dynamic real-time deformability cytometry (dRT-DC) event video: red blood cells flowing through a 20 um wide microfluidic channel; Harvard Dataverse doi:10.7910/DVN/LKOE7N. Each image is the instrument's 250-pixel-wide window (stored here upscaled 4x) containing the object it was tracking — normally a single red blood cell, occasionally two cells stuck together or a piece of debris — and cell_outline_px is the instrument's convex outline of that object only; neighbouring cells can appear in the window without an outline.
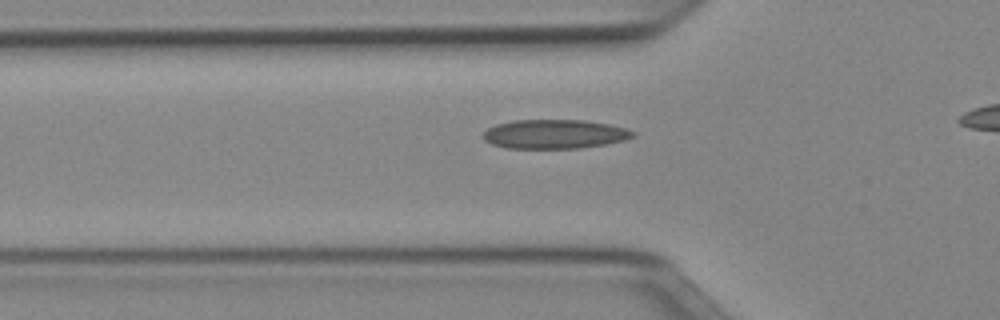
{"species": "Egyptian fruit bat (a non-hibernating species)", "species_latin": "Rousettus aegyptiacus", "temperature_condition": "cold", "stored_images_in_passage": 37, "camera_frame_rate_fps": 3000, "um_per_image_px": 0.085, "animal": {"sex": "female"}, "frame": {"image": 1, "passage_image": 12, "time_ms": 3.667, "image_size_px": [1000, 320], "cell_outline_px": [[636, 136], [624, 140], [604, 144], [580, 148], [504, 148], [492, 144], [484, 140], [480, 136], [488, 128], [496, 124], [516, 120], [584, 120], [608, 124], [628, 128], [636, 132]], "centroid_in_image_um": [47.14, 11.4], "position_along_channel_um": 78.7, "area_um2": 25.55}}
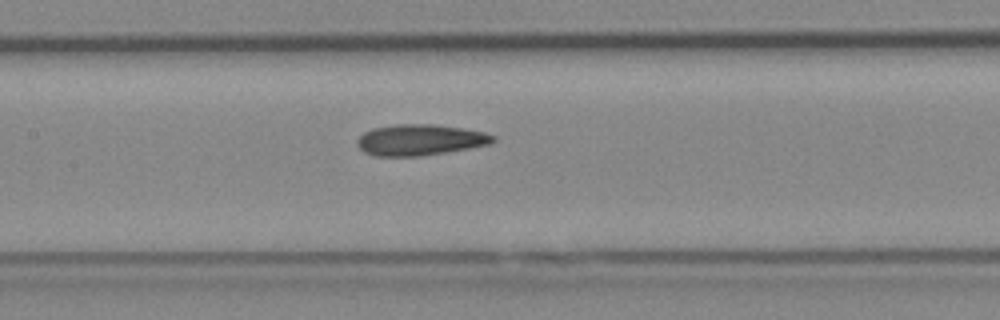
{"frame": {"image": 2, "passage_image": 19, "time_ms": 6.0, "image_size_px": [1000, 320], "cell_outline_px": [[496, 140], [492, 144], [420, 156], [376, 156], [364, 152], [356, 144], [356, 140], [364, 132], [372, 128], [396, 124], [432, 124], [464, 128], [484, 132], [496, 136]], "centroid_in_image_um": [35.7, 11.88], "position_along_channel_um": 171.7, "area_um2": 24.62}}
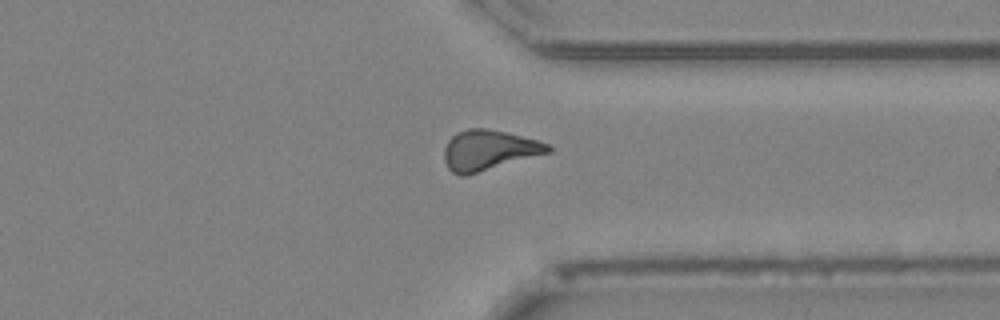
{"frame": {"image": 3, "passage_image": 34, "time_ms": 11.0, "image_size_px": [1000, 320], "cell_outline_px": [[552, 152], [464, 176], [460, 176], [452, 172], [448, 168], [444, 160], [444, 148], [448, 140], [456, 132], [468, 128], [484, 128], [504, 132], [536, 140], [548, 144], [552, 148]], "centroid_in_image_um": [41.52, 12.77], "position_along_channel_um": 369.9, "area_um2": 24.22}}